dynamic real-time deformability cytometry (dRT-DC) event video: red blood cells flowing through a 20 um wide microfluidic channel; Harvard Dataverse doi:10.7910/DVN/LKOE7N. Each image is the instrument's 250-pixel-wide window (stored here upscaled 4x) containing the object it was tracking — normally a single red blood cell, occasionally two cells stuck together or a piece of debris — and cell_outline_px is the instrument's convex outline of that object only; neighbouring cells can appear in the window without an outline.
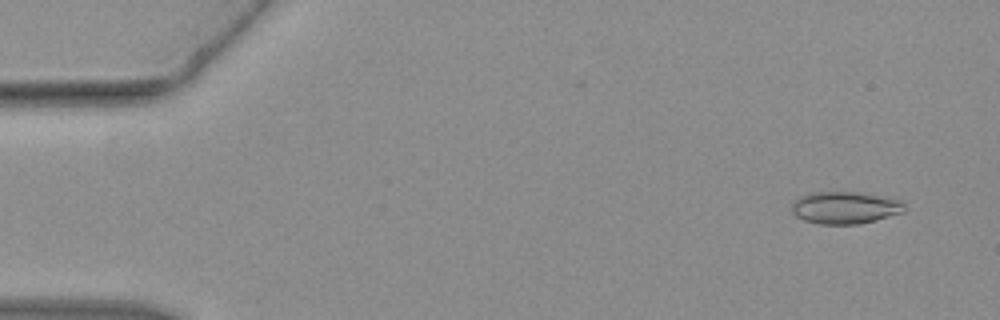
{"species": "common noctule bat (a hibernating species)", "species_latin": "Nyctalus noctula", "temperature_condition": "warm", "stored_images_in_passage": 43, "camera_frame_rate_fps": 3000, "um_per_image_px": 0.085, "animal": {"sex": "female", "body_mass_g": 19.3, "forearm_length_mm": 54.1}, "frame": {"image": 1, "passage_image": 2, "time_ms": 0.333, "image_size_px": [1000, 320], "cell_outline_px": [[904, 212], [860, 224], [820, 224], [804, 220], [796, 216], [792, 212], [792, 200], [800, 196], [812, 192], [864, 192], [904, 200]], "centroid_in_image_um": [71.84, 17.63], "position_along_channel_um": 13.2, "area_um2": 21.44}}
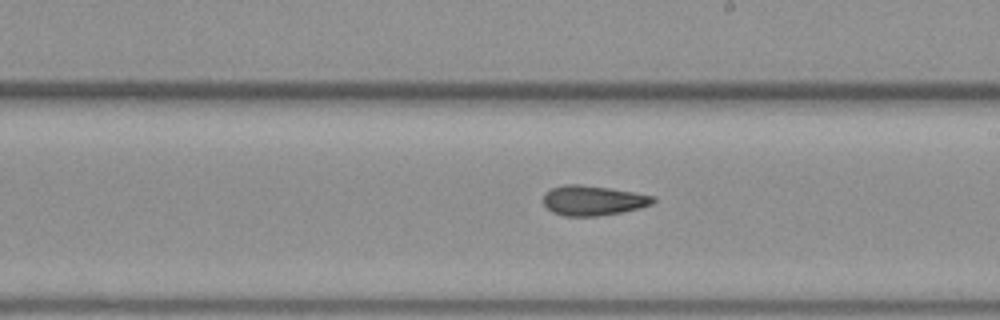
{"frame": {"image": 2, "passage_image": 25, "time_ms": 8.0, "image_size_px": [1000, 320], "cell_outline_px": [[656, 200], [652, 204], [640, 208], [620, 212], [596, 216], [564, 216], [552, 212], [544, 204], [544, 192], [552, 188], [564, 184], [580, 184], [608, 188], [656, 196]], "centroid_in_image_um": [50.4, 17.04], "position_along_channel_um": 238.6, "area_um2": 19.07}}
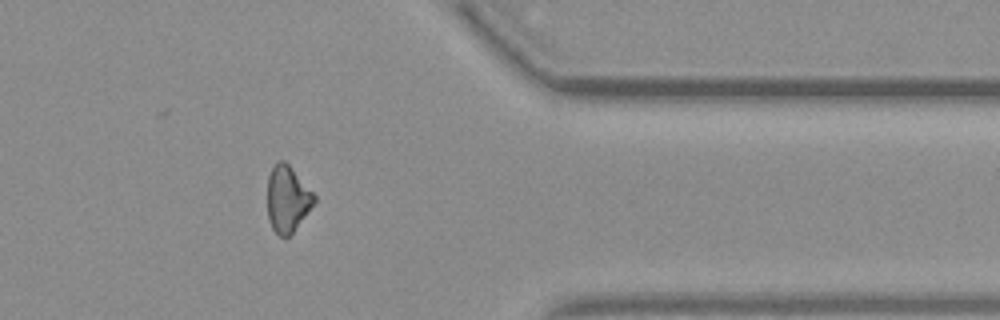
{"frame": {"image": 3, "passage_image": 36, "time_ms": 11.667, "image_size_px": [1000, 320], "cell_outline_px": [[316, 200], [292, 232], [288, 236], [280, 236], [272, 228], [268, 220], [268, 176], [272, 168], [280, 160], [284, 160], [288, 164], [316, 196]], "centroid_in_image_um": [24.41, 16.9], "position_along_channel_um": 387.0, "area_um2": 17.57}}